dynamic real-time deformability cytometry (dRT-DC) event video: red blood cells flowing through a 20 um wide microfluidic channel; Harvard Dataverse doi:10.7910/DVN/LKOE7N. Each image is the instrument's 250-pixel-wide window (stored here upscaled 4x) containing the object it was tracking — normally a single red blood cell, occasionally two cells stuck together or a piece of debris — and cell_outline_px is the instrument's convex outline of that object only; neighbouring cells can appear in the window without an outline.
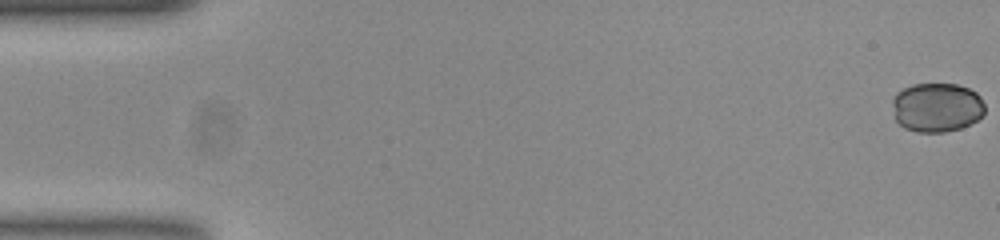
{"species": "common noctule bat (a hibernating species)", "species_latin": "Nyctalus noctula", "temperature_condition": "room temperature", "stored_images_in_passage": 15, "camera_frame_rate_fps": 3000, "um_per_image_px": 0.085, "animal": {"sex": "female", "body_mass_g": 23.0, "forearm_length_mm": 53.4}, "frame": {"image": 1, "passage_image": 1, "time_ms": 0.0, "image_size_px": [1000, 240], "cell_outline_px": [[984, 112], [976, 120], [960, 128], [944, 132], [916, 132], [904, 128], [896, 120], [892, 104], [892, 96], [896, 92], [912, 84], [956, 84], [968, 88], [976, 92], [980, 96], [984, 104]], "centroid_in_image_um": [79.6, 9.12], "position_along_channel_um": 5.4, "area_um2": 26.59}}
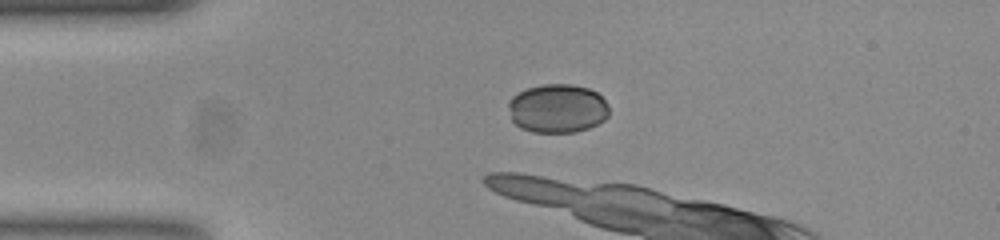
{"frame": {"image": 2, "passage_image": 13, "time_ms": 4.0, "image_size_px": [1000, 240], "cell_outline_px": [[608, 116], [604, 120], [588, 128], [576, 132], [532, 132], [520, 128], [512, 120], [508, 108], [508, 100], [512, 96], [528, 88], [544, 84], [572, 84], [588, 88], [596, 92], [608, 104]], "centroid_in_image_um": [47.37, 9.22], "position_along_channel_um": 37.6, "area_um2": 28.67}}